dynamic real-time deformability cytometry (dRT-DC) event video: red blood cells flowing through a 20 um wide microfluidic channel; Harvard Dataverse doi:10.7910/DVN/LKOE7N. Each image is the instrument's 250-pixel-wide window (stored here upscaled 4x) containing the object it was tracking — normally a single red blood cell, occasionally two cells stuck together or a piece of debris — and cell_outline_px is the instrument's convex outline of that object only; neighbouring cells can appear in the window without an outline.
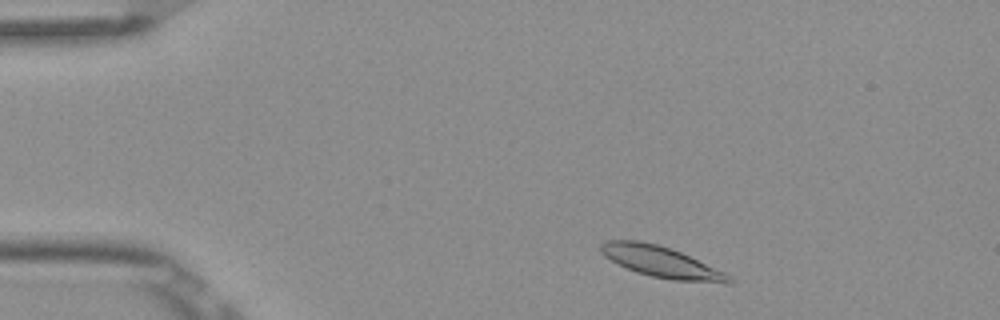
{"species": "Egyptian fruit bat (a non-hibernating species)", "species_latin": "Rousettus aegyptiacus", "temperature_condition": "room temperature", "stored_images_in_passage": 4, "camera_frame_rate_fps": 3000, "um_per_image_px": 0.085, "frame": {"image": 1, "passage_image": 1, "time_ms": 0.0, "image_size_px": [1000, 320], "cell_outline_px": [[736, 280], [732, 284], [724, 284], [672, 280], [652, 276], [636, 272], [604, 256], [600, 252], [600, 244], [604, 240], [640, 240], [656, 244], [680, 252], [724, 272], [732, 276]], "centroid_in_image_um": [56.26, 22.28], "position_along_channel_um": 28.7, "area_um2": 23.18}}
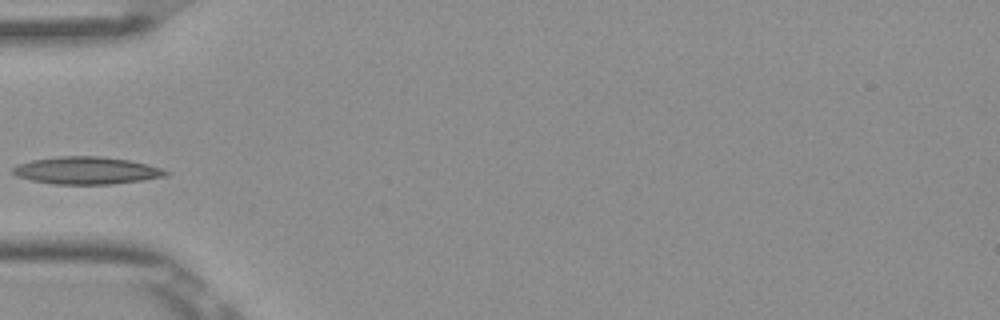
{"frame": {"image": 2, "passage_image": 3, "time_ms": 0.667, "image_size_px": [1000, 320], "cell_outline_px": [[168, 176], [144, 180], [112, 184], [52, 184], [32, 180], [16, 176], [12, 172], [12, 168], [16, 164], [32, 160], [60, 156], [100, 156], [128, 160], [148, 164], [160, 168], [168, 172]], "centroid_in_image_um": [7.34, 14.49], "position_along_channel_um": 77.7, "area_um2": 24.45}}
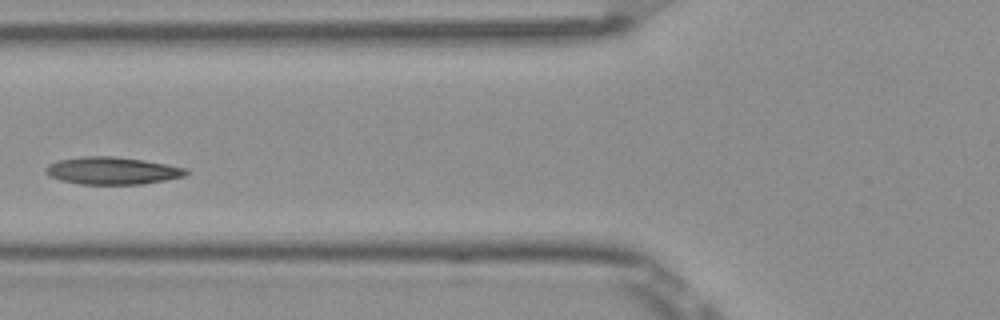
{"frame": {"image": 3, "passage_image": 4, "time_ms": 1.0, "image_size_px": [1000, 320], "cell_outline_px": [[192, 172], [184, 176], [144, 184], [80, 184], [60, 180], [48, 176], [44, 172], [44, 168], [48, 164], [60, 160], [84, 156], [112, 156], [144, 160], [188, 168]], "centroid_in_image_um": [9.55, 14.51], "position_along_channel_um": 116.3, "area_um2": 22.54}}